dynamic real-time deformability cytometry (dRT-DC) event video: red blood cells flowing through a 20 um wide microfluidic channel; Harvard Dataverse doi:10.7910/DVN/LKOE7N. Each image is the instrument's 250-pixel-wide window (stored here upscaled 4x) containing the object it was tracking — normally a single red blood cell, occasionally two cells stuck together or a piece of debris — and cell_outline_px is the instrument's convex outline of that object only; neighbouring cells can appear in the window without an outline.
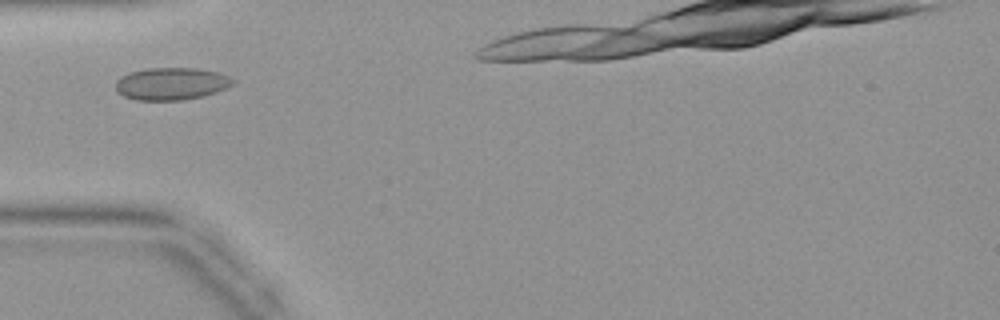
{"species": "common noctule bat (a hibernating species)", "species_latin": "Nyctalus noctula", "temperature_condition": "warm", "stored_images_in_passage": 26, "camera_frame_rate_fps": 3000, "um_per_image_px": 0.085, "animal": {"sex": "female", "body_mass_g": 19.9}, "frame": {"image": 1, "passage_image": 4, "time_ms": 1.0, "image_size_px": [1000, 320], "cell_outline_px": [[236, 84], [228, 88], [204, 96], [184, 100], [136, 100], [124, 96], [116, 88], [116, 80], [120, 76], [128, 72], [148, 68], [196, 68], [220, 72], [236, 80]], "centroid_in_image_um": [14.62, 7.11], "position_along_channel_um": 70.4, "area_um2": 22.43}}
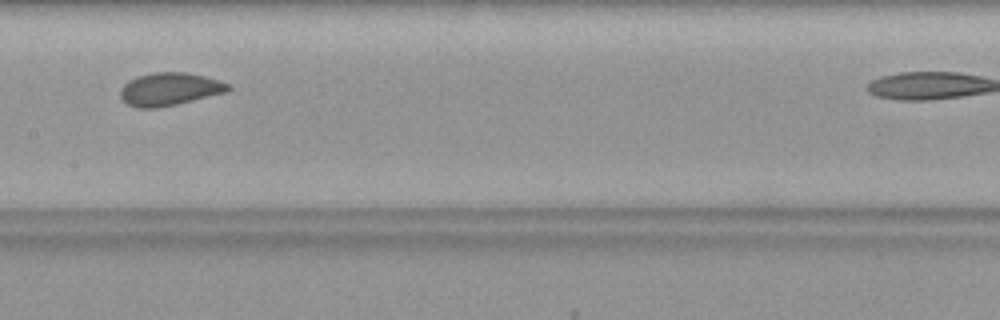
{"frame": {"image": 2, "passage_image": 12, "time_ms": 3.667, "image_size_px": [1000, 320], "cell_outline_px": [[232, 88], [228, 92], [176, 104], [152, 108], [136, 108], [128, 104], [120, 96], [120, 88], [128, 80], [136, 76], [152, 72], [184, 72], [204, 76], [220, 80], [232, 84]], "centroid_in_image_um": [14.43, 7.56], "position_along_channel_um": 193.0, "area_um2": 20.81}}
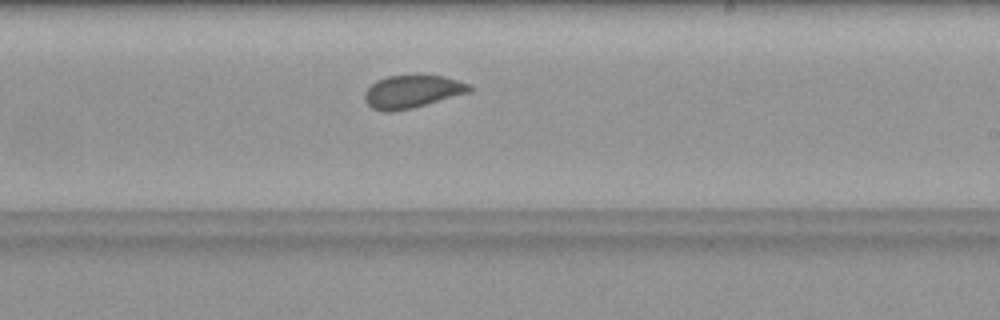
{"frame": {"image": 3, "passage_image": 16, "time_ms": 5.0, "image_size_px": [1000, 320], "cell_outline_px": [[472, 92], [412, 108], [392, 112], [384, 112], [372, 108], [364, 100], [364, 92], [376, 80], [388, 76], [444, 76], [460, 80], [468, 84], [472, 88]], "centroid_in_image_um": [35.04, 7.8], "position_along_channel_um": 254.0, "area_um2": 20.06}}